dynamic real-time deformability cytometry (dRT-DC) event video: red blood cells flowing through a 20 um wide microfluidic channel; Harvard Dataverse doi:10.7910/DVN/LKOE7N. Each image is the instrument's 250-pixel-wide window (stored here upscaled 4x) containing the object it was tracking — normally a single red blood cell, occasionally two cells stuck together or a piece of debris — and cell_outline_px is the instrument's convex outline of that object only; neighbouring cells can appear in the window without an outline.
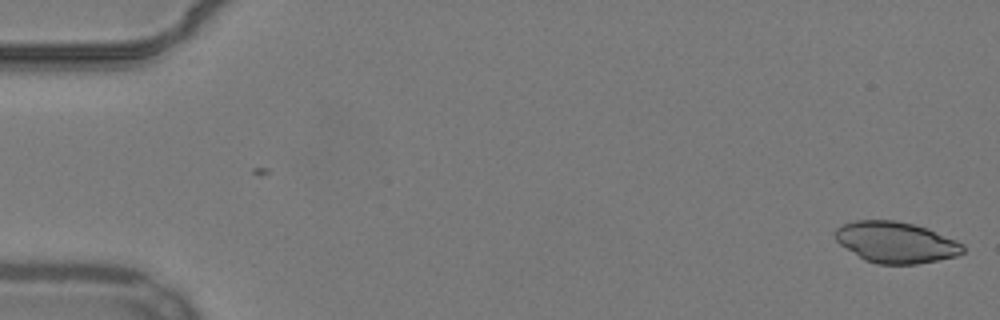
{"species": "common noctule bat (a hibernating species)", "species_latin": "Nyctalus noctula", "temperature_condition": "warm", "stored_images_in_passage": 3, "camera_frame_rate_fps": 3000, "um_per_image_px": 0.085, "animal": {"sex": "male", "body_mass_g": 19.2, "forearm_length_mm": 51.8}, "frame": {"image": 1, "passage_image": 3, "time_ms": 0.667, "image_size_px": [1000, 320], "cell_outline_px": [[964, 252], [956, 256], [916, 264], [876, 264], [864, 260], [840, 244], [836, 240], [832, 232], [836, 228], [844, 224], [856, 220], [896, 220], [928, 228], [956, 240], [964, 244]], "centroid_in_image_um": [76.13, 20.59], "position_along_channel_um": 8.9, "area_um2": 30.69}}